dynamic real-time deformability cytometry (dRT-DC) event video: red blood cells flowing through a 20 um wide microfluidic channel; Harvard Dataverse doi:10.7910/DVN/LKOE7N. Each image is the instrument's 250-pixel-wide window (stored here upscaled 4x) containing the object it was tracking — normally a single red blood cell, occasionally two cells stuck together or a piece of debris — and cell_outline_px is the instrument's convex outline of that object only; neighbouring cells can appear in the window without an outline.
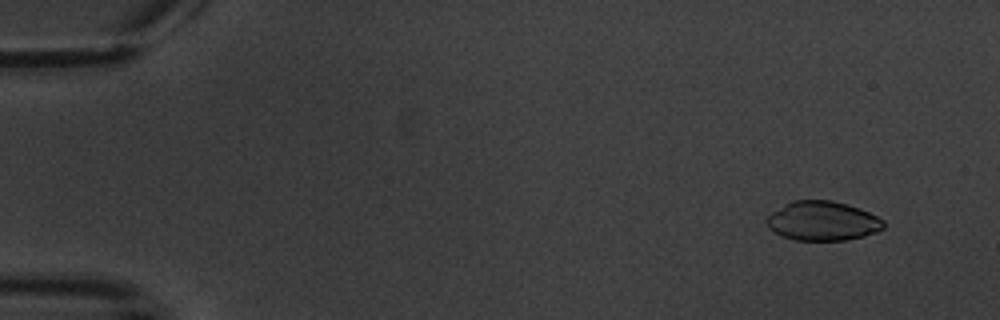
{"species": "common noctule bat (a hibernating species)", "species_latin": "Nyctalus noctula", "temperature_condition": "warm", "stored_images_in_passage": 6, "camera_frame_rate_fps": 3000, "um_per_image_px": 0.085, "animal": {"sex": "male", "body_mass_g": 20.1, "forearm_length_mm": 53.5}, "frame": {"image": 1, "passage_image": 2, "time_ms": 1.333, "image_size_px": [1000, 320], "cell_outline_px": [[884, 228], [876, 232], [864, 236], [844, 240], [796, 240], [784, 236], [768, 228], [764, 220], [772, 212], [784, 204], [792, 200], [832, 200], [848, 204], [868, 212], [884, 220]], "centroid_in_image_um": [69.91, 18.77], "position_along_channel_um": 15.1, "area_um2": 26.76}}